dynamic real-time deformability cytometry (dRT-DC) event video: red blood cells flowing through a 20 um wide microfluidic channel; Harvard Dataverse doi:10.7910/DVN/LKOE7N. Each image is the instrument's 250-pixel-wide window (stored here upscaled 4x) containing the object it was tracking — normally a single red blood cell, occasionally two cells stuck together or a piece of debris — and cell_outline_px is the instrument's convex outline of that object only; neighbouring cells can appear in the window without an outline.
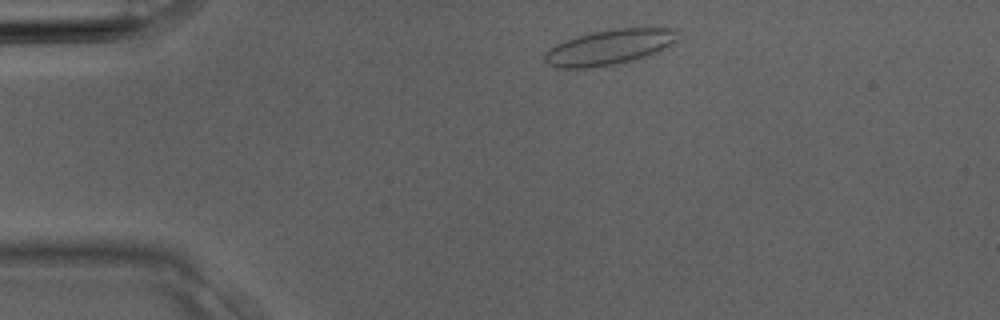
{"species": "Egyptian fruit bat (a non-hibernating species)", "species_latin": "Rousettus aegyptiacus", "temperature_condition": "room temperature", "stored_images_in_passage": 3, "camera_frame_rate_fps": 3000, "um_per_image_px": 0.085, "animal": {"sex": "male"}, "frame": {"image": 1, "passage_image": 1, "time_ms": 0.0, "image_size_px": [1000, 320], "cell_outline_px": [[680, 40], [676, 44], [660, 52], [632, 60], [612, 64], [588, 68], [556, 68], [548, 64], [544, 60], [544, 52], [556, 44], [592, 32], [612, 28], [676, 28]], "centroid_in_image_um": [51.88, 4.0], "position_along_channel_um": 33.1, "area_um2": 27.51}}